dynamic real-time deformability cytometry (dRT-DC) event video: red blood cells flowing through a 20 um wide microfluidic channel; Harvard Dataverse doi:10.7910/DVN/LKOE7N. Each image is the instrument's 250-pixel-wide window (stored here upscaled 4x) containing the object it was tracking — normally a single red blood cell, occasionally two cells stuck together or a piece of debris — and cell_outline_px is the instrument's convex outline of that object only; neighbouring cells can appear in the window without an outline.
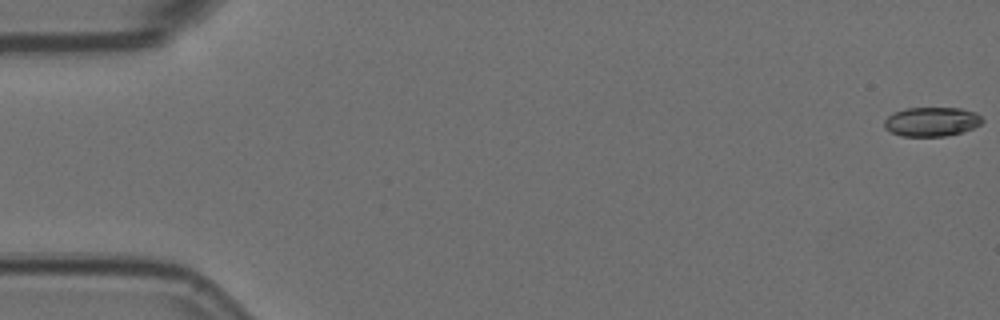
{"species": "Egyptian fruit bat (a non-hibernating species)", "species_latin": "Rousettus aegyptiacus", "temperature_condition": "room temperature", "stored_images_in_passage": 3, "camera_frame_rate_fps": 3000, "um_per_image_px": 0.085, "animal": {"sex": "female"}, "frame": {"image": 1, "passage_image": 1, "time_ms": 0.0, "image_size_px": [1000, 320], "cell_outline_px": [[984, 120], [980, 124], [964, 132], [944, 136], [900, 136], [884, 128], [884, 120], [892, 112], [904, 108], [960, 108], [976, 112]], "centroid_in_image_um": [79.17, 10.34], "position_along_channel_um": 5.8, "area_um2": 16.82}}